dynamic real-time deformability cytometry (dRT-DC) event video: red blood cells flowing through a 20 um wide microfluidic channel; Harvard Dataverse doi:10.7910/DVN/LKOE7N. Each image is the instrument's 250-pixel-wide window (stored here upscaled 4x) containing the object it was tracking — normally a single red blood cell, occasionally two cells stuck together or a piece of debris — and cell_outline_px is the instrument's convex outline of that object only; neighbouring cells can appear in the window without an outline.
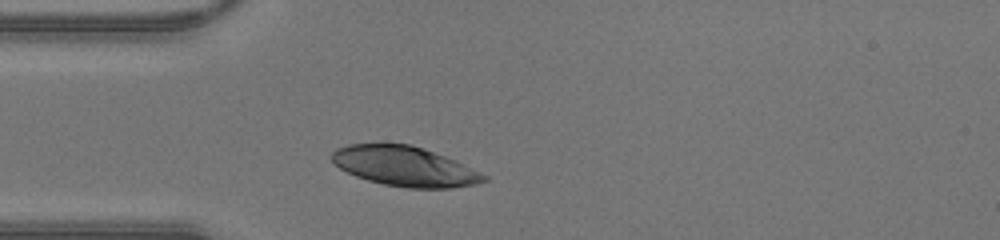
{"species": "human", "species_latin": "Homo sapiens", "temperature_condition": "warm", "stored_images_in_passage": 24, "camera_frame_rate_fps": 3000, "um_per_image_px": 0.085, "donor": {"sex": "male"}, "frame": {"image": 1, "passage_image": 1, "time_ms": 0.0, "image_size_px": [1000, 240], "cell_outline_px": [[488, 180], [476, 184], [452, 188], [408, 188], [384, 184], [368, 180], [356, 176], [340, 168], [332, 160], [332, 152], [336, 148], [348, 144], [408, 144], [456, 160], [488, 176]], "centroid_in_image_um": [34.42, 14.15], "position_along_channel_um": 50.6, "area_um2": 34.91}}
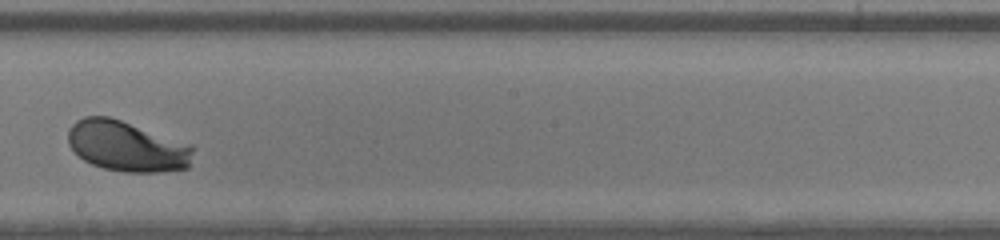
{"frame": {"image": 2, "passage_image": 14, "time_ms": 4.333, "image_size_px": [1000, 240], "cell_outline_px": [[192, 152], [188, 168], [160, 172], [124, 172], [104, 168], [92, 164], [84, 160], [68, 144], [68, 128], [76, 120], [84, 116], [108, 116], [192, 144]], "centroid_in_image_um": [10.77, 12.43], "position_along_channel_um": 237.4, "area_um2": 36.65}}
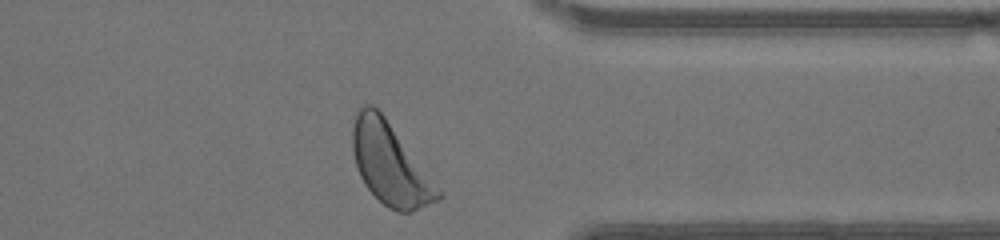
{"frame": {"image": 3, "passage_image": 24, "time_ms": 7.667, "image_size_px": [1000, 240], "cell_outline_px": [[444, 196], [412, 212], [396, 212], [388, 208], [364, 184], [360, 176], [356, 164], [352, 148], [352, 128], [356, 116], [360, 108], [364, 104], [372, 104], [384, 116], [444, 192]], "centroid_in_image_um": [33.18, 13.96], "position_along_channel_um": 378.2, "area_um2": 40.29}}